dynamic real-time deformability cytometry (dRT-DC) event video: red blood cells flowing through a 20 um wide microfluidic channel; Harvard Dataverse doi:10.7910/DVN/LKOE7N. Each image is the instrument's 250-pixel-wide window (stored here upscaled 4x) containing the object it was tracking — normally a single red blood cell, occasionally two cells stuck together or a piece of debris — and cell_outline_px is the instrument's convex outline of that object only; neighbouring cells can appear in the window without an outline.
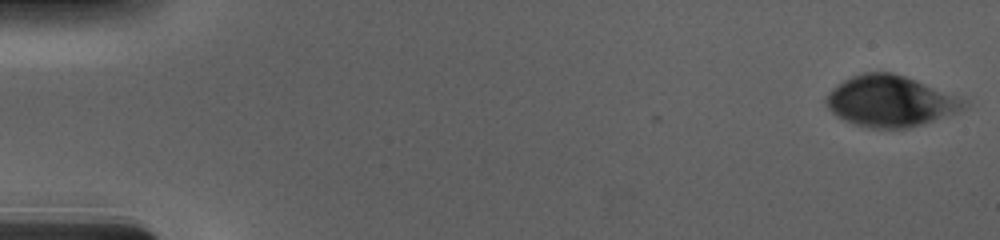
{"species": "human", "species_latin": "Homo sapiens", "temperature_condition": "cold", "stored_images_in_passage": 56, "camera_frame_rate_fps": 3000, "um_per_image_px": 0.085, "donor": {"sex": "male"}, "frame": {"image": 1, "passage_image": 1, "time_ms": 0.0, "image_size_px": [1000, 240], "cell_outline_px": [[968, 108], [908, 128], [872, 128], [856, 124], [844, 120], [836, 116], [824, 104], [824, 96], [836, 84], [852, 76], [864, 72], [892, 72], [916, 80], [960, 96], [968, 100]], "centroid_in_image_um": [75.67, 8.58], "position_along_channel_um": 9.3, "area_um2": 41.1}}
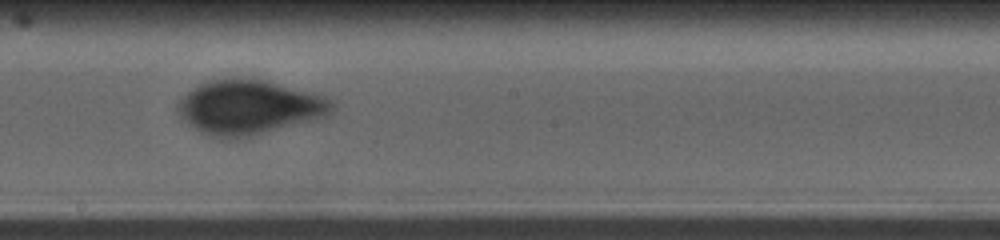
{"frame": {"image": 2, "passage_image": 32, "time_ms": 10.333, "image_size_px": [1000, 240], "cell_outline_px": [[336, 108], [328, 116], [240, 140], [220, 140], [208, 136], [200, 132], [184, 120], [180, 116], [176, 108], [176, 104], [188, 92], [200, 84], [208, 80], [264, 80], [324, 96], [332, 100], [336, 104]], "centroid_in_image_um": [21.18, 9.18], "position_along_channel_um": 227.0, "area_um2": 49.01}}
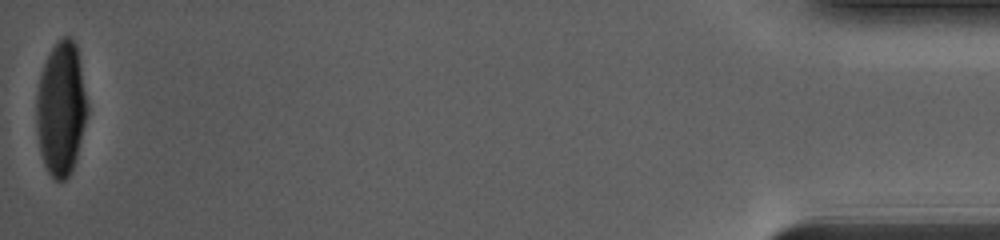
{"frame": {"image": 3, "passage_image": 56, "time_ms": 18.333, "image_size_px": [1000, 240], "cell_outline_px": [[88, 112], [76, 160], [72, 172], [64, 180], [56, 180], [48, 172], [44, 164], [40, 152], [36, 132], [36, 96], [40, 72], [56, 40], [64, 36], [68, 36], [76, 44], [88, 108]], "centroid_in_image_um": [5.17, 9.25], "position_along_channel_um": 430.0, "area_um2": 39.82}, "authors_computed_cell_mechanics": {"area_um2": 45.662, "velocity_mm_per_s": 3.6912, "shape_relaxation_time_tau1_ms": 3.7711, "shape_relaxation_time_tau2_ms": null, "deformation_change_tau1": 0.1682, "deformation_change_tau2": null}}